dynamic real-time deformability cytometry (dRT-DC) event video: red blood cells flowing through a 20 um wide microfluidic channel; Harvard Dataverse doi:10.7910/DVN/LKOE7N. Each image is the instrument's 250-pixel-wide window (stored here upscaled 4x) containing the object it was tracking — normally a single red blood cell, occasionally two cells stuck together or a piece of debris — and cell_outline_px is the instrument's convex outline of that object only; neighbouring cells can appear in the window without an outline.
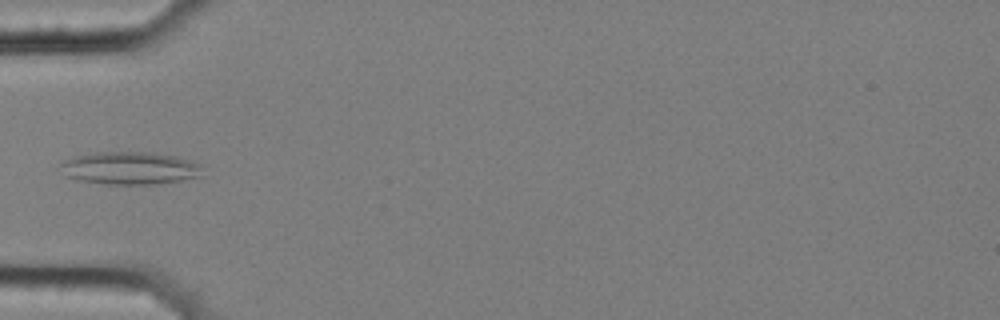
{"species": "common noctule bat (a hibernating species)", "species_latin": "Nyctalus noctula", "temperature_condition": "cold", "stored_images_in_passage": 11, "camera_frame_rate_fps": 3000, "um_per_image_px": 0.085, "animal": {"sex": "female", "body_mass_g": 25.1}, "frame": {"image": 1, "passage_image": 1, "time_ms": 0.0, "image_size_px": [1000, 320], "cell_outline_px": [[200, 176], [180, 180], [156, 184], [108, 184], [80, 180], [64, 176], [60, 164], [64, 160], [76, 156], [96, 152], [152, 152], [176, 156], [200, 164]], "centroid_in_image_um": [11.01, 14.28], "position_along_channel_um": 74.0, "area_um2": 26.82}}
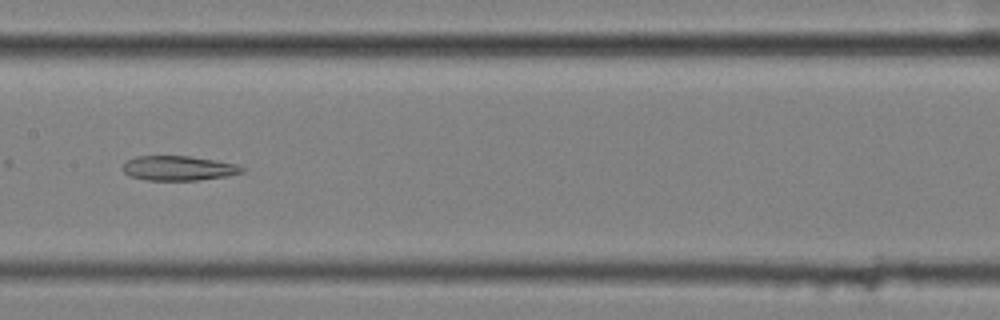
{"frame": {"image": 2, "passage_image": 4, "time_ms": 1.0, "image_size_px": [1000, 320], "cell_outline_px": [[244, 172], [228, 176], [196, 180], [148, 180], [128, 176], [120, 168], [128, 160], [136, 156], [188, 156], [216, 160], [236, 164], [244, 168]], "centroid_in_image_um": [15.16, 14.3], "position_along_channel_um": 192.2, "area_um2": 17.17}}
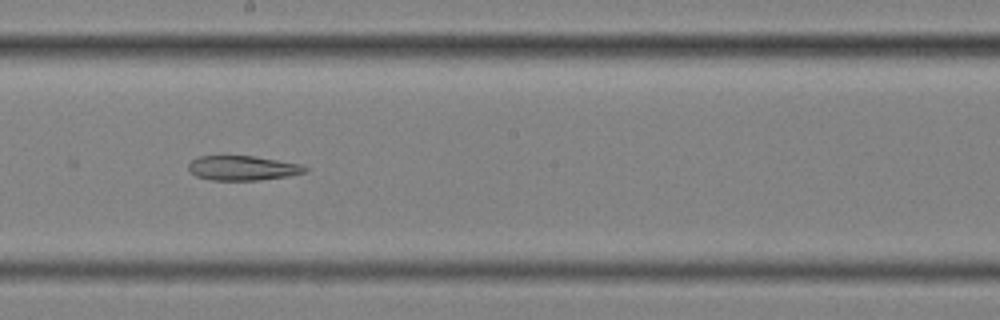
{"frame": {"image": 3, "passage_image": 5, "time_ms": 1.333, "image_size_px": [1000, 320], "cell_outline_px": [[308, 168], [304, 172], [288, 176], [260, 180], [212, 180], [196, 176], [188, 168], [188, 164], [192, 160], [200, 156], [252, 156], [300, 164]], "centroid_in_image_um": [20.6, 14.29], "position_along_channel_um": 227.6, "area_um2": 16.47}}